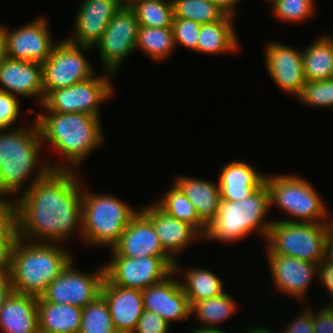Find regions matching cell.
I'll return each mask as SVG.
<instances>
[{"label":"cell","mask_w":333,"mask_h":333,"mask_svg":"<svg viewBox=\"0 0 333 333\" xmlns=\"http://www.w3.org/2000/svg\"><path fill=\"white\" fill-rule=\"evenodd\" d=\"M101 295L108 304L116 331L134 332L144 311L142 290L113 285L105 277Z\"/></svg>","instance_id":"7402d4cb"},{"label":"cell","mask_w":333,"mask_h":333,"mask_svg":"<svg viewBox=\"0 0 333 333\" xmlns=\"http://www.w3.org/2000/svg\"><path fill=\"white\" fill-rule=\"evenodd\" d=\"M111 258V261L104 265L105 277L113 285L124 288L144 290L164 281L173 272L176 275L177 271L179 273V265L170 257Z\"/></svg>","instance_id":"30bf717a"},{"label":"cell","mask_w":333,"mask_h":333,"mask_svg":"<svg viewBox=\"0 0 333 333\" xmlns=\"http://www.w3.org/2000/svg\"><path fill=\"white\" fill-rule=\"evenodd\" d=\"M325 259L333 263V226L329 229L326 240Z\"/></svg>","instance_id":"c3c4849f"},{"label":"cell","mask_w":333,"mask_h":333,"mask_svg":"<svg viewBox=\"0 0 333 333\" xmlns=\"http://www.w3.org/2000/svg\"><path fill=\"white\" fill-rule=\"evenodd\" d=\"M190 333H226L225 330H222L221 328H195L192 332Z\"/></svg>","instance_id":"f907efd6"},{"label":"cell","mask_w":333,"mask_h":333,"mask_svg":"<svg viewBox=\"0 0 333 333\" xmlns=\"http://www.w3.org/2000/svg\"><path fill=\"white\" fill-rule=\"evenodd\" d=\"M234 18L227 15L222 20L202 24L198 36L197 52L201 54L236 52L240 44L232 24Z\"/></svg>","instance_id":"4316f807"},{"label":"cell","mask_w":333,"mask_h":333,"mask_svg":"<svg viewBox=\"0 0 333 333\" xmlns=\"http://www.w3.org/2000/svg\"><path fill=\"white\" fill-rule=\"evenodd\" d=\"M155 204L166 214L192 225L204 236L207 225L199 218L194 205L175 182Z\"/></svg>","instance_id":"f546056e"},{"label":"cell","mask_w":333,"mask_h":333,"mask_svg":"<svg viewBox=\"0 0 333 333\" xmlns=\"http://www.w3.org/2000/svg\"><path fill=\"white\" fill-rule=\"evenodd\" d=\"M139 211L152 223L163 250L174 262L185 247L203 238L192 225L166 214L155 203Z\"/></svg>","instance_id":"d6986e66"},{"label":"cell","mask_w":333,"mask_h":333,"mask_svg":"<svg viewBox=\"0 0 333 333\" xmlns=\"http://www.w3.org/2000/svg\"><path fill=\"white\" fill-rule=\"evenodd\" d=\"M264 50L265 65L271 79L281 90L298 97L307 82L302 51L279 42L268 43Z\"/></svg>","instance_id":"9a60e30c"},{"label":"cell","mask_w":333,"mask_h":333,"mask_svg":"<svg viewBox=\"0 0 333 333\" xmlns=\"http://www.w3.org/2000/svg\"><path fill=\"white\" fill-rule=\"evenodd\" d=\"M173 272L164 281L142 290L144 310L152 311L172 321L187 320L191 315V306L181 282L173 279Z\"/></svg>","instance_id":"ac0fdd59"},{"label":"cell","mask_w":333,"mask_h":333,"mask_svg":"<svg viewBox=\"0 0 333 333\" xmlns=\"http://www.w3.org/2000/svg\"><path fill=\"white\" fill-rule=\"evenodd\" d=\"M295 320L282 330L281 333H314L312 310L306 309Z\"/></svg>","instance_id":"7bdbcfd3"},{"label":"cell","mask_w":333,"mask_h":333,"mask_svg":"<svg viewBox=\"0 0 333 333\" xmlns=\"http://www.w3.org/2000/svg\"><path fill=\"white\" fill-rule=\"evenodd\" d=\"M333 223L272 221L266 238L267 249L277 255L320 264L325 259L326 240Z\"/></svg>","instance_id":"ba28073f"},{"label":"cell","mask_w":333,"mask_h":333,"mask_svg":"<svg viewBox=\"0 0 333 333\" xmlns=\"http://www.w3.org/2000/svg\"><path fill=\"white\" fill-rule=\"evenodd\" d=\"M15 241H0V274H9L10 250Z\"/></svg>","instance_id":"f6af8a7d"},{"label":"cell","mask_w":333,"mask_h":333,"mask_svg":"<svg viewBox=\"0 0 333 333\" xmlns=\"http://www.w3.org/2000/svg\"><path fill=\"white\" fill-rule=\"evenodd\" d=\"M27 242L17 238L10 250L12 292L41 297L47 286L70 264L73 256L59 243Z\"/></svg>","instance_id":"3957f363"},{"label":"cell","mask_w":333,"mask_h":333,"mask_svg":"<svg viewBox=\"0 0 333 333\" xmlns=\"http://www.w3.org/2000/svg\"><path fill=\"white\" fill-rule=\"evenodd\" d=\"M0 91L44 100L42 64L6 58L0 66Z\"/></svg>","instance_id":"44dd1931"},{"label":"cell","mask_w":333,"mask_h":333,"mask_svg":"<svg viewBox=\"0 0 333 333\" xmlns=\"http://www.w3.org/2000/svg\"><path fill=\"white\" fill-rule=\"evenodd\" d=\"M138 212L112 195H97L82 190L81 235L89 244L106 245L112 249Z\"/></svg>","instance_id":"8992f818"},{"label":"cell","mask_w":333,"mask_h":333,"mask_svg":"<svg viewBox=\"0 0 333 333\" xmlns=\"http://www.w3.org/2000/svg\"><path fill=\"white\" fill-rule=\"evenodd\" d=\"M302 57L306 81L333 78V37L322 34L302 50Z\"/></svg>","instance_id":"83f0119b"},{"label":"cell","mask_w":333,"mask_h":333,"mask_svg":"<svg viewBox=\"0 0 333 333\" xmlns=\"http://www.w3.org/2000/svg\"><path fill=\"white\" fill-rule=\"evenodd\" d=\"M314 333H333V308L323 306L318 312H312Z\"/></svg>","instance_id":"b9f144b4"},{"label":"cell","mask_w":333,"mask_h":333,"mask_svg":"<svg viewBox=\"0 0 333 333\" xmlns=\"http://www.w3.org/2000/svg\"><path fill=\"white\" fill-rule=\"evenodd\" d=\"M48 113V114H47ZM35 119L42 143L62 155L63 169L75 170L103 142L100 117L86 113L47 112ZM70 165V166H69Z\"/></svg>","instance_id":"277c9868"},{"label":"cell","mask_w":333,"mask_h":333,"mask_svg":"<svg viewBox=\"0 0 333 333\" xmlns=\"http://www.w3.org/2000/svg\"><path fill=\"white\" fill-rule=\"evenodd\" d=\"M169 323L160 315L152 311H143L140 317L135 333H168Z\"/></svg>","instance_id":"60d3db41"},{"label":"cell","mask_w":333,"mask_h":333,"mask_svg":"<svg viewBox=\"0 0 333 333\" xmlns=\"http://www.w3.org/2000/svg\"><path fill=\"white\" fill-rule=\"evenodd\" d=\"M213 4L217 5L221 10H223L227 15L235 16L237 4L242 0H209Z\"/></svg>","instance_id":"bcb514c9"},{"label":"cell","mask_w":333,"mask_h":333,"mask_svg":"<svg viewBox=\"0 0 333 333\" xmlns=\"http://www.w3.org/2000/svg\"><path fill=\"white\" fill-rule=\"evenodd\" d=\"M110 250L113 256L169 257L163 250L152 223L140 211L130 220L119 242Z\"/></svg>","instance_id":"ffe728a7"},{"label":"cell","mask_w":333,"mask_h":333,"mask_svg":"<svg viewBox=\"0 0 333 333\" xmlns=\"http://www.w3.org/2000/svg\"><path fill=\"white\" fill-rule=\"evenodd\" d=\"M115 333H135V332L116 331Z\"/></svg>","instance_id":"db71d44e"},{"label":"cell","mask_w":333,"mask_h":333,"mask_svg":"<svg viewBox=\"0 0 333 333\" xmlns=\"http://www.w3.org/2000/svg\"><path fill=\"white\" fill-rule=\"evenodd\" d=\"M174 18L193 20L201 24L224 19L227 14L209 0H172Z\"/></svg>","instance_id":"836d02e7"},{"label":"cell","mask_w":333,"mask_h":333,"mask_svg":"<svg viewBox=\"0 0 333 333\" xmlns=\"http://www.w3.org/2000/svg\"><path fill=\"white\" fill-rule=\"evenodd\" d=\"M6 58H7V56H6V38H5V34H4V26L0 25V66Z\"/></svg>","instance_id":"681fc988"},{"label":"cell","mask_w":333,"mask_h":333,"mask_svg":"<svg viewBox=\"0 0 333 333\" xmlns=\"http://www.w3.org/2000/svg\"><path fill=\"white\" fill-rule=\"evenodd\" d=\"M19 98L13 94L0 91V130L10 129L19 118Z\"/></svg>","instance_id":"ab89813d"},{"label":"cell","mask_w":333,"mask_h":333,"mask_svg":"<svg viewBox=\"0 0 333 333\" xmlns=\"http://www.w3.org/2000/svg\"><path fill=\"white\" fill-rule=\"evenodd\" d=\"M183 273L186 281H182L181 285L190 306L195 302L217 297L224 292L222 280L212 271L193 267Z\"/></svg>","instance_id":"f1b7e54d"},{"label":"cell","mask_w":333,"mask_h":333,"mask_svg":"<svg viewBox=\"0 0 333 333\" xmlns=\"http://www.w3.org/2000/svg\"><path fill=\"white\" fill-rule=\"evenodd\" d=\"M311 107L333 106V78L321 81H307L301 94L297 97Z\"/></svg>","instance_id":"8d00e7d4"},{"label":"cell","mask_w":333,"mask_h":333,"mask_svg":"<svg viewBox=\"0 0 333 333\" xmlns=\"http://www.w3.org/2000/svg\"><path fill=\"white\" fill-rule=\"evenodd\" d=\"M120 0H83L77 11L73 44L93 48L102 38L112 16L122 7Z\"/></svg>","instance_id":"2e32d148"},{"label":"cell","mask_w":333,"mask_h":333,"mask_svg":"<svg viewBox=\"0 0 333 333\" xmlns=\"http://www.w3.org/2000/svg\"><path fill=\"white\" fill-rule=\"evenodd\" d=\"M271 276L277 290L291 297L303 299L317 273L319 265L287 255H277L265 250Z\"/></svg>","instance_id":"e0dca14e"},{"label":"cell","mask_w":333,"mask_h":333,"mask_svg":"<svg viewBox=\"0 0 333 333\" xmlns=\"http://www.w3.org/2000/svg\"><path fill=\"white\" fill-rule=\"evenodd\" d=\"M91 47L70 43L65 38L57 42L51 55L42 63L44 97L54 89L83 82L95 72L84 51Z\"/></svg>","instance_id":"8fae6325"},{"label":"cell","mask_w":333,"mask_h":333,"mask_svg":"<svg viewBox=\"0 0 333 333\" xmlns=\"http://www.w3.org/2000/svg\"><path fill=\"white\" fill-rule=\"evenodd\" d=\"M39 333H79L82 308L47 302L37 297Z\"/></svg>","instance_id":"d4e9b609"},{"label":"cell","mask_w":333,"mask_h":333,"mask_svg":"<svg viewBox=\"0 0 333 333\" xmlns=\"http://www.w3.org/2000/svg\"><path fill=\"white\" fill-rule=\"evenodd\" d=\"M129 7L134 11L139 26L162 28L172 25V0H137Z\"/></svg>","instance_id":"d6a6232c"},{"label":"cell","mask_w":333,"mask_h":333,"mask_svg":"<svg viewBox=\"0 0 333 333\" xmlns=\"http://www.w3.org/2000/svg\"><path fill=\"white\" fill-rule=\"evenodd\" d=\"M246 333H275L268 327L254 326L253 328H249Z\"/></svg>","instance_id":"816d5d0a"},{"label":"cell","mask_w":333,"mask_h":333,"mask_svg":"<svg viewBox=\"0 0 333 333\" xmlns=\"http://www.w3.org/2000/svg\"><path fill=\"white\" fill-rule=\"evenodd\" d=\"M12 292L9 274H0V309L3 306L5 299Z\"/></svg>","instance_id":"7dc6e473"},{"label":"cell","mask_w":333,"mask_h":333,"mask_svg":"<svg viewBox=\"0 0 333 333\" xmlns=\"http://www.w3.org/2000/svg\"><path fill=\"white\" fill-rule=\"evenodd\" d=\"M236 304L237 301L229 293L223 292L217 297L195 302L191 306V314L196 313L204 328H217V324L223 323L236 313Z\"/></svg>","instance_id":"1f68e13d"},{"label":"cell","mask_w":333,"mask_h":333,"mask_svg":"<svg viewBox=\"0 0 333 333\" xmlns=\"http://www.w3.org/2000/svg\"><path fill=\"white\" fill-rule=\"evenodd\" d=\"M201 25V23L193 20L173 18L171 27L175 46L179 44L197 52V42Z\"/></svg>","instance_id":"74e56055"},{"label":"cell","mask_w":333,"mask_h":333,"mask_svg":"<svg viewBox=\"0 0 333 333\" xmlns=\"http://www.w3.org/2000/svg\"><path fill=\"white\" fill-rule=\"evenodd\" d=\"M137 0H120L121 4L123 6H130L132 5L134 2H136Z\"/></svg>","instance_id":"f5cc1de1"},{"label":"cell","mask_w":333,"mask_h":333,"mask_svg":"<svg viewBox=\"0 0 333 333\" xmlns=\"http://www.w3.org/2000/svg\"><path fill=\"white\" fill-rule=\"evenodd\" d=\"M175 47L172 27L139 26L136 49H141L154 61L167 59Z\"/></svg>","instance_id":"4dcf8cb0"},{"label":"cell","mask_w":333,"mask_h":333,"mask_svg":"<svg viewBox=\"0 0 333 333\" xmlns=\"http://www.w3.org/2000/svg\"><path fill=\"white\" fill-rule=\"evenodd\" d=\"M3 333H39L37 297L11 292L0 309Z\"/></svg>","instance_id":"cb8c5ba5"},{"label":"cell","mask_w":333,"mask_h":333,"mask_svg":"<svg viewBox=\"0 0 333 333\" xmlns=\"http://www.w3.org/2000/svg\"><path fill=\"white\" fill-rule=\"evenodd\" d=\"M222 168L218 180L221 200H243L265 183V175L243 161H233Z\"/></svg>","instance_id":"603a6c76"},{"label":"cell","mask_w":333,"mask_h":333,"mask_svg":"<svg viewBox=\"0 0 333 333\" xmlns=\"http://www.w3.org/2000/svg\"><path fill=\"white\" fill-rule=\"evenodd\" d=\"M7 130L9 129L0 130V198L10 197L14 193H25L32 184L42 179L51 169H63L64 165L63 162L56 163L55 161L39 163V152L43 148L41 147L43 143L35 119L29 128L20 127L16 130ZM33 171H36V174L23 190L24 181L31 176Z\"/></svg>","instance_id":"7a4b0ae2"},{"label":"cell","mask_w":333,"mask_h":333,"mask_svg":"<svg viewBox=\"0 0 333 333\" xmlns=\"http://www.w3.org/2000/svg\"><path fill=\"white\" fill-rule=\"evenodd\" d=\"M194 205L199 218L206 224L218 214L219 184L193 177H176L174 181Z\"/></svg>","instance_id":"484cf974"},{"label":"cell","mask_w":333,"mask_h":333,"mask_svg":"<svg viewBox=\"0 0 333 333\" xmlns=\"http://www.w3.org/2000/svg\"><path fill=\"white\" fill-rule=\"evenodd\" d=\"M268 210L269 190L265 183L243 200H220L218 214L208 223L203 238L231 243L256 231L266 240L272 223L265 222Z\"/></svg>","instance_id":"5b68a950"},{"label":"cell","mask_w":333,"mask_h":333,"mask_svg":"<svg viewBox=\"0 0 333 333\" xmlns=\"http://www.w3.org/2000/svg\"><path fill=\"white\" fill-rule=\"evenodd\" d=\"M138 29L139 22L129 6H122L112 16L102 38L95 45L106 72L114 75L123 60L136 50Z\"/></svg>","instance_id":"7c38bea8"},{"label":"cell","mask_w":333,"mask_h":333,"mask_svg":"<svg viewBox=\"0 0 333 333\" xmlns=\"http://www.w3.org/2000/svg\"><path fill=\"white\" fill-rule=\"evenodd\" d=\"M48 26L47 20L39 17L17 30L8 31L4 27L7 58L40 64L45 62L57 44L53 42Z\"/></svg>","instance_id":"5bb4252c"},{"label":"cell","mask_w":333,"mask_h":333,"mask_svg":"<svg viewBox=\"0 0 333 333\" xmlns=\"http://www.w3.org/2000/svg\"><path fill=\"white\" fill-rule=\"evenodd\" d=\"M314 0H275L272 3L273 15L283 22H302L314 15Z\"/></svg>","instance_id":"d590c367"},{"label":"cell","mask_w":333,"mask_h":333,"mask_svg":"<svg viewBox=\"0 0 333 333\" xmlns=\"http://www.w3.org/2000/svg\"><path fill=\"white\" fill-rule=\"evenodd\" d=\"M92 76L69 87L50 91L43 100L42 107L48 112L86 113L100 117V104L114 93L110 81L111 73Z\"/></svg>","instance_id":"9c48e42d"},{"label":"cell","mask_w":333,"mask_h":333,"mask_svg":"<svg viewBox=\"0 0 333 333\" xmlns=\"http://www.w3.org/2000/svg\"><path fill=\"white\" fill-rule=\"evenodd\" d=\"M319 281L327 288L329 291V295H331L333 299V263L324 259L318 268Z\"/></svg>","instance_id":"ee69618b"},{"label":"cell","mask_w":333,"mask_h":333,"mask_svg":"<svg viewBox=\"0 0 333 333\" xmlns=\"http://www.w3.org/2000/svg\"><path fill=\"white\" fill-rule=\"evenodd\" d=\"M265 184L269 190L270 207L275 204L292 218L283 221L333 223V220H326V203L305 178L292 174H277L265 176Z\"/></svg>","instance_id":"52a82bcc"},{"label":"cell","mask_w":333,"mask_h":333,"mask_svg":"<svg viewBox=\"0 0 333 333\" xmlns=\"http://www.w3.org/2000/svg\"><path fill=\"white\" fill-rule=\"evenodd\" d=\"M7 199L0 198V241H15L18 238L16 202Z\"/></svg>","instance_id":"f35d334b"},{"label":"cell","mask_w":333,"mask_h":333,"mask_svg":"<svg viewBox=\"0 0 333 333\" xmlns=\"http://www.w3.org/2000/svg\"><path fill=\"white\" fill-rule=\"evenodd\" d=\"M75 172L51 169L21 194L16 201L18 238L60 244L77 227L82 231L84 188Z\"/></svg>","instance_id":"6da1fadb"},{"label":"cell","mask_w":333,"mask_h":333,"mask_svg":"<svg viewBox=\"0 0 333 333\" xmlns=\"http://www.w3.org/2000/svg\"><path fill=\"white\" fill-rule=\"evenodd\" d=\"M73 262L64 269L46 288L40 297L47 302L71 304L84 308L101 295L105 279V267L87 274L74 269Z\"/></svg>","instance_id":"4fadbf2b"},{"label":"cell","mask_w":333,"mask_h":333,"mask_svg":"<svg viewBox=\"0 0 333 333\" xmlns=\"http://www.w3.org/2000/svg\"><path fill=\"white\" fill-rule=\"evenodd\" d=\"M110 310L105 298L99 295L92 303L82 308L79 333H115Z\"/></svg>","instance_id":"e575fe53"}]
</instances>
